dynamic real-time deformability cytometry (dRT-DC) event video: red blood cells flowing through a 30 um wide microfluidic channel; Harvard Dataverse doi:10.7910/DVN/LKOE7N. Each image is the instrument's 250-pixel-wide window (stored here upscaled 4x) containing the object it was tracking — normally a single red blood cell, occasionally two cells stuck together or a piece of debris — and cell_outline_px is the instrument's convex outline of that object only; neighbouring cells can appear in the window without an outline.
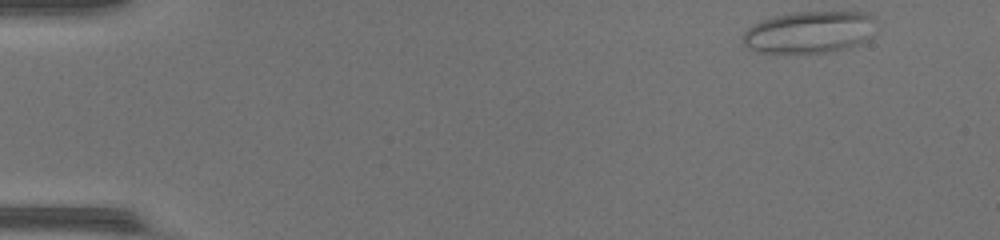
{"species": "common noctule bat (a hibernating species)", "species_latin": "Nyctalus noctula", "temperature_condition": "warm", "stored_images_in_passage": 44, "camera_frame_rate_fps": 3000, "um_per_image_px": 0.085, "animal": {"sex": "female", "body_mass_g": 17.0, "forearm_length_mm": 48.0}, "frame": {"image": 1, "passage_image": 1, "time_ms": 0.0, "image_size_px": [1000, 240], "cell_outline_px": [[880, 24], [872, 36], [868, 40], [860, 44], [844, 48], [824, 52], [760, 52], [748, 48], [744, 44], [744, 32], [748, 28], [764, 20], [776, 16], [792, 12], [872, 12], [876, 16]], "centroid_in_image_um": [68.95, 2.71], "position_along_channel_um": 16.0, "area_um2": 32.77}}
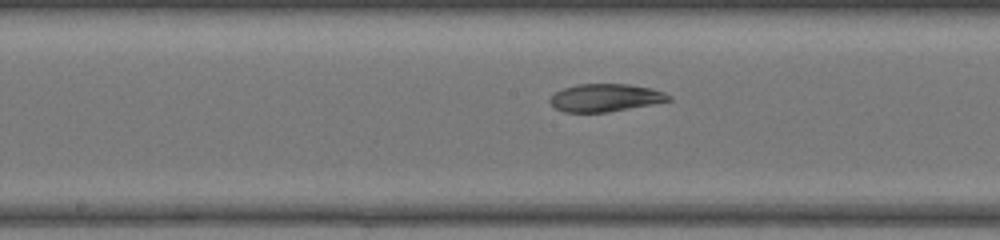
{"frame": {"image": 2, "passage_image": 22, "time_ms": 7.0, "image_size_px": [1000, 240], "cell_outline_px": [[672, 100], [652, 104], [608, 112], [564, 112], [556, 108], [548, 100], [556, 92], [564, 88], [576, 84], [628, 84], [652, 88], [664, 92], [672, 96]], "centroid_in_image_um": [51.48, 8.3], "position_along_channel_um": 196.7, "area_um2": 19.13}}
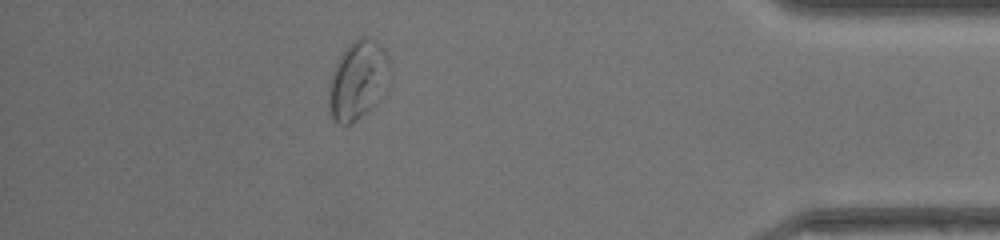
{"frame": {"image": 3, "passage_image": 39, "time_ms": 12.667, "image_size_px": [1000, 240], "cell_outline_px": [[392, 80], [388, 92], [368, 112], [356, 120], [348, 124], [336, 124], [332, 120], [328, 112], [328, 92], [332, 72], [344, 48], [356, 40], [364, 36], [380, 44], [384, 48], [388, 56], [392, 68]], "centroid_in_image_um": [30.48, 6.86], "position_along_channel_um": 404.7, "area_um2": 29.13}, "authors_computed_cell_mechanics": {"area_um2": 24.9118, "velocity_mm_per_s": 4.4069, "shape_relaxation_time_tau1_ms": null, "shape_relaxation_time_tau2_ms": 3.1166, "deformation_change_tau1": null, "deformation_change_tau2": 0.0826}}